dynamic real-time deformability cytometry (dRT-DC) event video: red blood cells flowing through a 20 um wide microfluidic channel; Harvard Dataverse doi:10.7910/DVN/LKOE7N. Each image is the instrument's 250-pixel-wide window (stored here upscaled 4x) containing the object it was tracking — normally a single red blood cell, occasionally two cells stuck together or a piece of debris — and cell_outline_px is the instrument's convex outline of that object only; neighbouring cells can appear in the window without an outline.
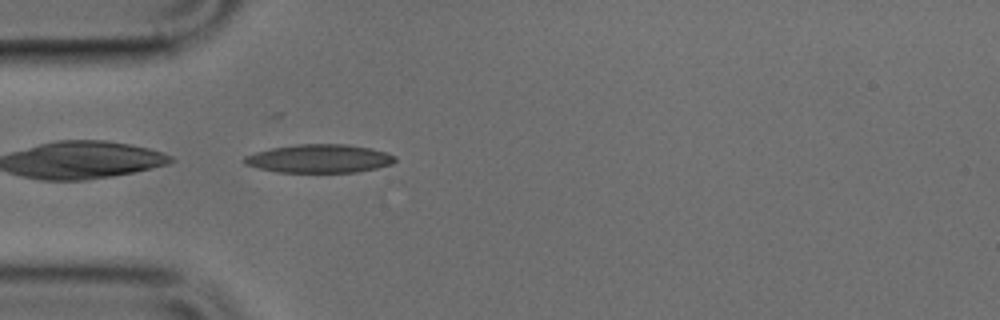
{"species": "common noctule bat (a hibernating species)", "species_latin": "Nyctalus noctula", "temperature_condition": "cold", "stored_images_in_passage": 36, "camera_frame_rate_fps": 3000, "um_per_image_px": 0.085, "animal": {"sex": "male", "body_mass_g": 17.9, "forearm_length_mm": 54.2}, "frame": {"image": 1, "passage_image": 1, "time_ms": 0.0, "image_size_px": [1000, 320], "cell_outline_px": [[396, 160], [392, 164], [376, 168], [356, 172], [276, 172], [244, 164], [240, 160], [244, 156], [256, 152], [272, 148], [296, 144], [348, 144], [372, 148], [388, 152], [396, 156]], "centroid_in_image_um": [27.15, 13.47], "position_along_channel_um": 57.8, "area_um2": 25.14}}
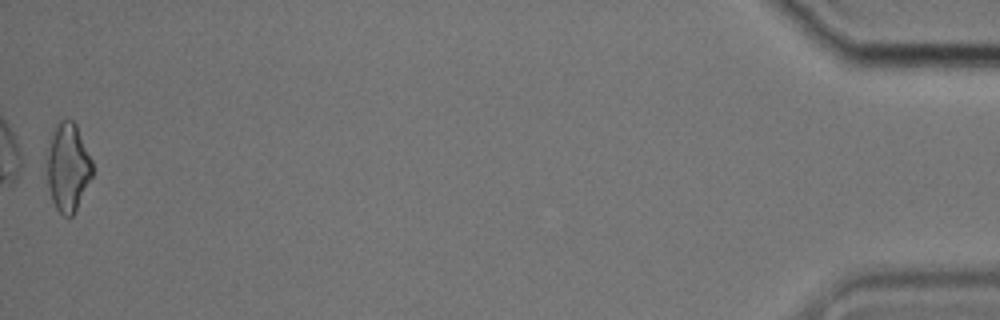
{"frame": {"image": 2, "passage_image": 36, "time_ms": 11.667, "image_size_px": [1000, 320], "cell_outline_px": [[92, 176], [72, 216], [64, 216], [56, 208], [52, 200], [48, 188], [48, 152], [52, 136], [60, 120], [72, 120], [76, 124], [92, 160]], "centroid_in_image_um": [5.79, 14.23], "position_along_channel_um": 429.4, "area_um2": 22.66}}